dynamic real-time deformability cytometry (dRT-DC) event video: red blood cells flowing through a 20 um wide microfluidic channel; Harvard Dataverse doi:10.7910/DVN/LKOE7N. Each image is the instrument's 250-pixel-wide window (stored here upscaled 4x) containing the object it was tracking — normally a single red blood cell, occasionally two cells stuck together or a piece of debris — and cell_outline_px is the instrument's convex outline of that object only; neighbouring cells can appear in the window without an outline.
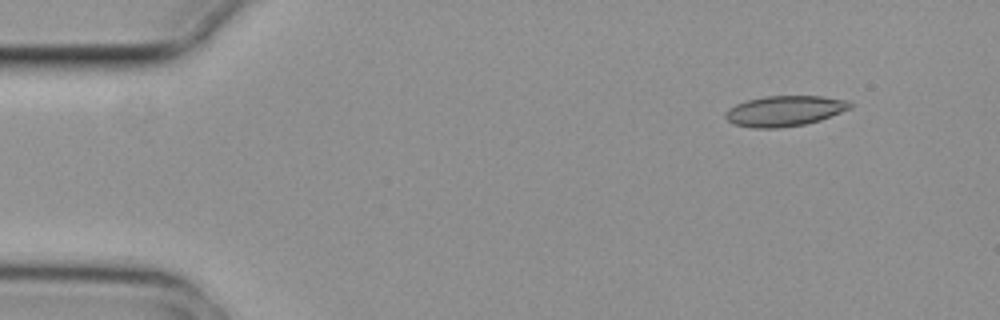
{"species": "common noctule bat (a hibernating species)", "species_latin": "Nyctalus noctula", "temperature_condition": "cold", "stored_images_in_passage": 5, "camera_frame_rate_fps": 3000, "um_per_image_px": 0.085, "animal": {"sex": "female", "body_mass_g": 29.2, "forearm_length_mm": 56.3}, "frame": {"image": 1, "passage_image": 2, "time_ms": 0.333, "image_size_px": [1000, 320], "cell_outline_px": [[852, 108], [820, 120], [804, 124], [780, 128], [752, 128], [732, 124], [724, 116], [724, 112], [728, 108], [736, 104], [748, 100], [764, 96], [824, 96], [848, 100], [852, 104]], "centroid_in_image_um": [66.68, 9.43], "position_along_channel_um": 18.3, "area_um2": 22.31}}